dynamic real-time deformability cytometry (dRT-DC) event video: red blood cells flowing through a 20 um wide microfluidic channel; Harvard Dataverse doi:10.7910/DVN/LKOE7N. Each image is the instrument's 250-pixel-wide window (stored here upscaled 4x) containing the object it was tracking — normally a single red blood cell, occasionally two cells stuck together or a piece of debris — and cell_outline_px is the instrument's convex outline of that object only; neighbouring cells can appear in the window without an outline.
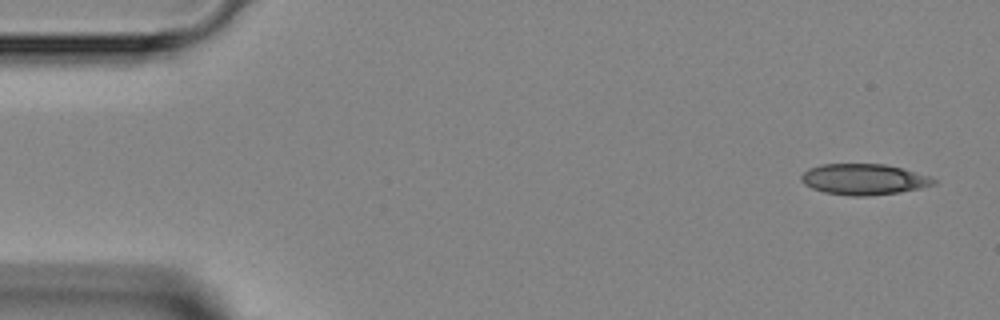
{"species": "Egyptian fruit bat (a non-hibernating species)", "species_latin": "Rousettus aegyptiacus", "temperature_condition": "room temperature", "stored_images_in_passage": 4, "camera_frame_rate_fps": 3000, "um_per_image_px": 0.085, "animal": {"sex": "female"}, "frame": {"image": 1, "passage_image": 1, "time_ms": 0.0, "image_size_px": [1000, 320], "cell_outline_px": [[936, 184], [920, 188], [900, 192], [868, 196], [852, 196], [824, 192], [812, 188], [804, 184], [800, 180], [800, 176], [808, 168], [820, 164], [884, 164], [900, 168], [928, 176], [936, 180]], "centroid_in_image_um": [73.38, 15.24], "position_along_channel_um": 11.6, "area_um2": 23.76}}
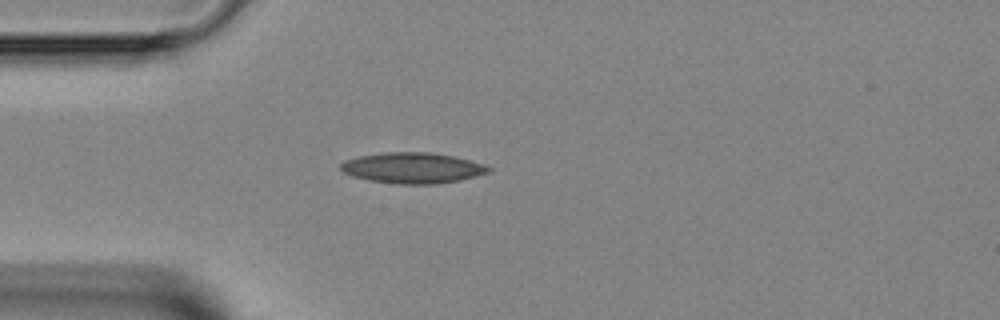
{"frame": {"image": 2, "passage_image": 4, "time_ms": 3.333, "image_size_px": [1000, 320], "cell_outline_px": [[492, 172], [460, 180], [436, 184], [396, 184], [368, 180], [352, 176], [344, 172], [340, 168], [340, 164], [344, 160], [360, 156], [384, 152], [428, 152], [452, 156], [484, 164], [492, 168]], "centroid_in_image_um": [35.07, 14.28], "position_along_channel_um": 49.9, "area_um2": 26.53}}